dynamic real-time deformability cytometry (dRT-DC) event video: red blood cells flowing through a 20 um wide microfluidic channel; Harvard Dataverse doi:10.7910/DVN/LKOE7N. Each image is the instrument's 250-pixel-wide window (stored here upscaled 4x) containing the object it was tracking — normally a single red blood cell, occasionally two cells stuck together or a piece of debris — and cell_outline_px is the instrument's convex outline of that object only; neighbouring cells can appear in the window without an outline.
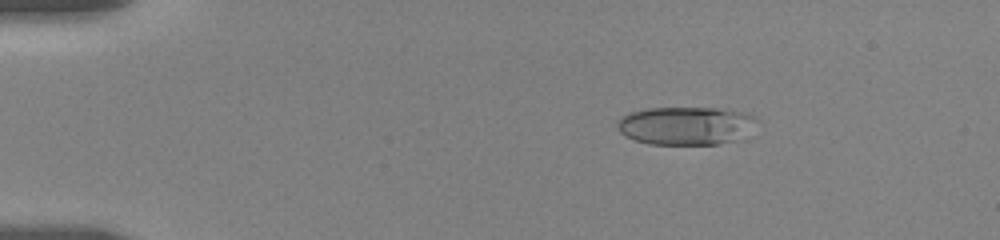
{"species": "human", "species_latin": "Homo sapiens", "temperature_condition": "room temperature", "stored_images_in_passage": 55, "camera_frame_rate_fps": 3000, "um_per_image_px": 0.085, "donor": {"sex": "female"}, "frame": {"image": 1, "passage_image": 9, "time_ms": 2.667, "image_size_px": [1000, 240], "cell_outline_px": [[756, 120], [732, 140], [720, 144], [652, 144], [636, 140], [620, 132], [616, 124], [624, 116], [632, 112], [648, 108], [716, 108], [748, 112], [756, 116]], "centroid_in_image_um": [58.23, 10.66], "position_along_channel_um": 26.8, "area_um2": 30.11}}
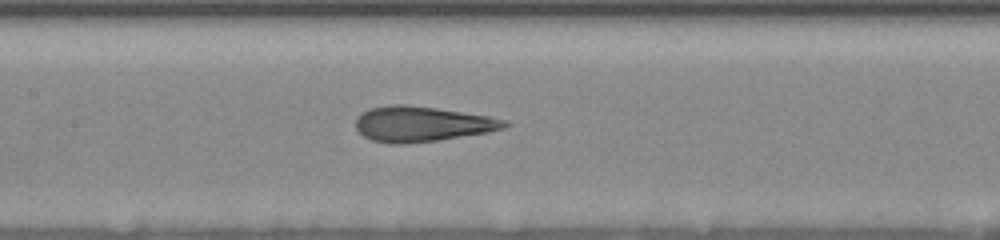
{"frame": {"image": 2, "passage_image": 27, "time_ms": 8.667, "image_size_px": [1000, 240], "cell_outline_px": [[512, 124], [504, 128], [488, 132], [436, 140], [408, 144], [388, 144], [372, 140], [364, 136], [356, 128], [356, 120], [368, 108], [392, 104], [408, 104], [436, 108], [488, 116], [508, 120]], "centroid_in_image_um": [35.87, 10.54], "position_along_channel_um": 171.5, "area_um2": 30.58}}
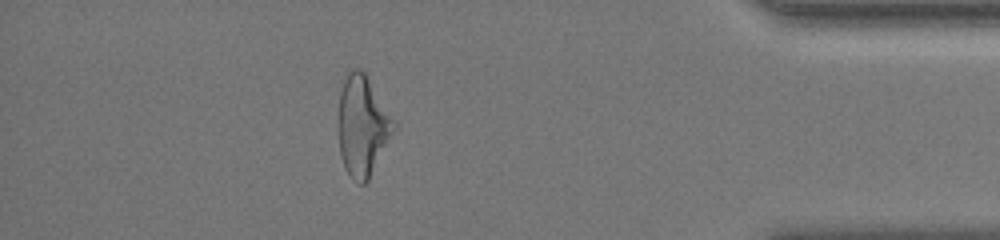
{"frame": {"image": 3, "passage_image": 49, "time_ms": 16.0, "image_size_px": [1000, 240], "cell_outline_px": [[396, 128], [368, 180], [364, 184], [360, 184], [352, 180], [344, 168], [340, 156], [336, 128], [340, 92], [344, 80], [348, 72], [352, 68], [360, 68], [364, 72], [396, 120]], "centroid_in_image_um": [30.78, 10.71], "position_along_channel_um": 404.4, "area_um2": 33.06}, "authors_computed_cell_mechanics": {"area_um2": 30.5762, "velocity_mm_per_s": 3.6638, "shape_relaxation_time_tau1_ms": 4.9929, "shape_relaxation_time_tau2_ms": 1.2813, "deformation_change_tau1": 0.2088, "deformation_change_tau2": 0.1183}}